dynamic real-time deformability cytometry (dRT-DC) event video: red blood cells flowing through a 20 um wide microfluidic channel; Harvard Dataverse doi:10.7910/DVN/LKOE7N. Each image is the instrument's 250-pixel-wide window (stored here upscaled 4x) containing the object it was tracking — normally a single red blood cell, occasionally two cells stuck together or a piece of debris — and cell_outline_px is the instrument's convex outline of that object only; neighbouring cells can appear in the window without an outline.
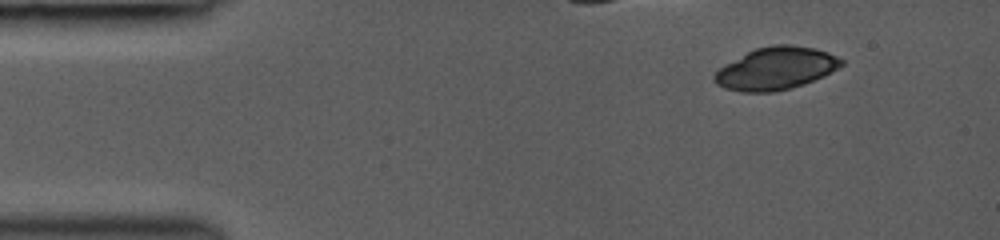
{"species": "common noctule bat (a hibernating species)", "species_latin": "Nyctalus noctula", "temperature_condition": "room temperature", "stored_images_in_passage": 18, "camera_frame_rate_fps": 3000, "um_per_image_px": 0.085, "animal": {"sex": "female", "body_mass_g": 19.0, "forearm_length_mm": 53.3}, "frame": {"image": 1, "passage_image": 1, "time_ms": 0.0, "image_size_px": [1000, 240], "cell_outline_px": [[844, 64], [824, 76], [804, 84], [772, 92], [740, 92], [724, 88], [716, 84], [712, 80], [712, 76], [724, 64], [756, 48], [772, 44], [792, 44], [816, 48], [828, 52], [844, 60]], "centroid_in_image_um": [65.94, 5.81], "position_along_channel_um": 19.1, "area_um2": 31.56}}